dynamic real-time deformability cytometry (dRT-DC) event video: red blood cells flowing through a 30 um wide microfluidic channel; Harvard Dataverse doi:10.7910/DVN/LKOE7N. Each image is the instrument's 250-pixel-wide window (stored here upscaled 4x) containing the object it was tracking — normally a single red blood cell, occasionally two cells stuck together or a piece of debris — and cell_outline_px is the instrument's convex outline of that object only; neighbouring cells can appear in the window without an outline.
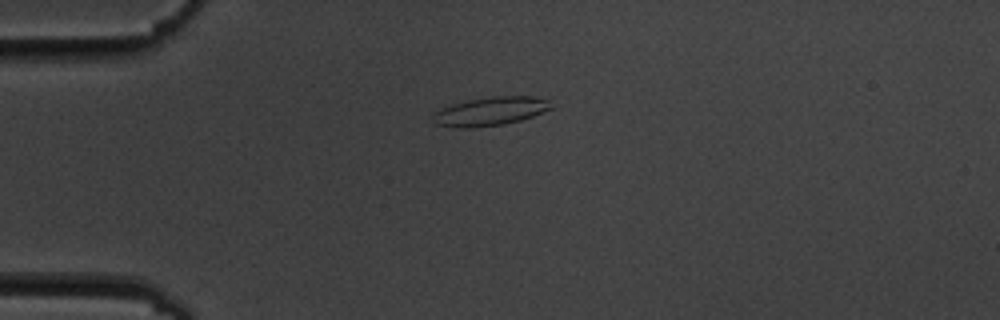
{"species": "common noctule bat (a hibernating species)", "species_latin": "Nyctalus noctula", "temperature_condition": "cold", "stored_images_in_passage": 5, "camera_frame_rate_fps": 3000, "um_per_image_px": 0.085, "animal": {"sex": "male", "body_mass_g": 19.5, "forearm_length_mm": 54.6}, "frame": {"image": 1, "passage_image": 4, "time_ms": 4.667, "image_size_px": [1000, 320], "cell_outline_px": [[552, 108], [532, 116], [520, 120], [504, 124], [468, 128], [460, 128], [436, 124], [432, 120], [432, 112], [440, 108], [452, 104], [468, 100], [492, 96], [536, 96], [548, 100]], "centroid_in_image_um": [41.63, 9.45], "position_along_channel_um": 43.4, "area_um2": 19.71}}